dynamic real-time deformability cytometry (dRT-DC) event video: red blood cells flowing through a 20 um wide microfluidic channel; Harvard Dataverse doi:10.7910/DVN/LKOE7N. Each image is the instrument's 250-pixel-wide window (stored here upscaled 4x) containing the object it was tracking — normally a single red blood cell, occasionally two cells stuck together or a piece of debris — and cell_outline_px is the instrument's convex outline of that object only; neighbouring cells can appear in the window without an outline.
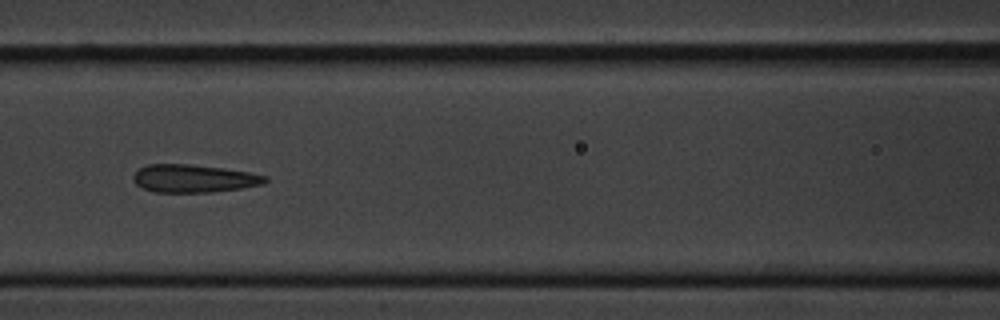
{"species": "common noctule bat (a hibernating species)", "species_latin": "Nyctalus noctula", "temperature_condition": "cold", "stored_images_in_passage": 10, "camera_frame_rate_fps": 3000, "um_per_image_px": 0.085, "animal": {"sex": "male", "body_mass_g": 20.1, "forearm_length_mm": 53.5}, "frame": {"image": 1, "passage_image": 6, "time_ms": 6.0, "image_size_px": [1000, 320], "cell_outline_px": [[268, 180], [264, 184], [240, 188], [212, 192], [152, 192], [136, 184], [132, 180], [132, 176], [140, 168], [148, 164], [188, 164], [224, 168], [248, 172], [268, 176]], "centroid_in_image_um": [16.47, 15.17], "position_along_channel_um": 150.1, "area_um2": 21.44}}
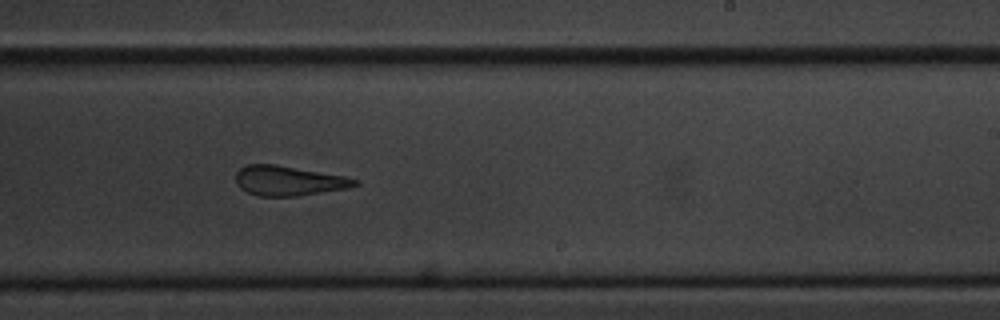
{"frame": {"image": 2, "passage_image": 9, "time_ms": 9.333, "image_size_px": [1000, 320], "cell_outline_px": [[360, 184], [348, 188], [296, 196], [260, 196], [248, 192], [240, 188], [236, 184], [236, 172], [240, 168], [248, 164], [276, 164], [344, 176], [360, 180]], "centroid_in_image_um": [24.53, 15.36], "position_along_channel_um": 264.5, "area_um2": 20.63}}
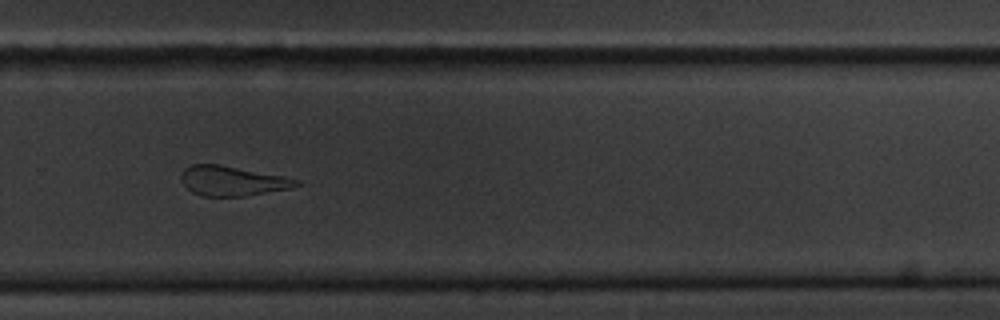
{"frame": {"image": 3, "passage_image": 10, "time_ms": 10.667, "image_size_px": [1000, 320], "cell_outline_px": [[300, 184], [292, 188], [244, 196], [204, 196], [192, 192], [180, 180], [180, 176], [184, 168], [192, 164], [220, 164], [284, 176], [300, 180]], "centroid_in_image_um": [19.74, 15.37], "position_along_channel_um": 310.1, "area_um2": 20.0}}